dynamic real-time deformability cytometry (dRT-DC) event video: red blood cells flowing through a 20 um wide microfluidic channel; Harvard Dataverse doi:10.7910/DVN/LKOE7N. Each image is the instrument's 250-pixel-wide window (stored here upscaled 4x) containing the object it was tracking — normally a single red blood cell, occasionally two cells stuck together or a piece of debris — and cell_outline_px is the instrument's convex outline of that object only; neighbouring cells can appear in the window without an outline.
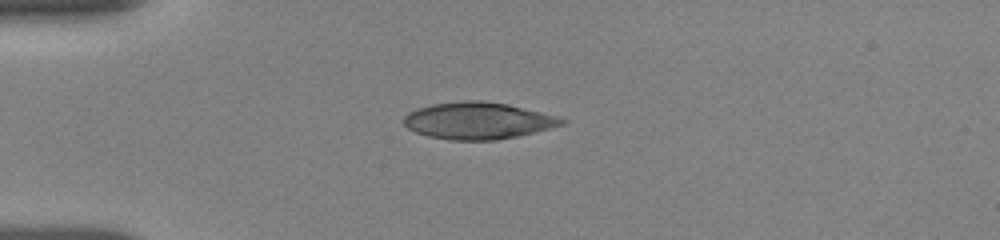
{"species": "human", "species_latin": "Homo sapiens", "temperature_condition": "room temperature", "stored_images_in_passage": 17, "camera_frame_rate_fps": 3000, "um_per_image_px": 0.085, "donor": {"sex": "female"}, "frame": {"image": 1, "passage_image": 1, "time_ms": 0.0, "image_size_px": [1000, 240], "cell_outline_px": [[568, 120], [564, 124], [516, 136], [496, 140], [452, 140], [428, 136], [416, 132], [408, 128], [404, 124], [404, 116], [408, 112], [416, 108], [432, 104], [464, 100], [480, 100], [508, 104], [556, 116]], "centroid_in_image_um": [40.59, 10.25], "position_along_channel_um": 44.4, "area_um2": 33.7}}
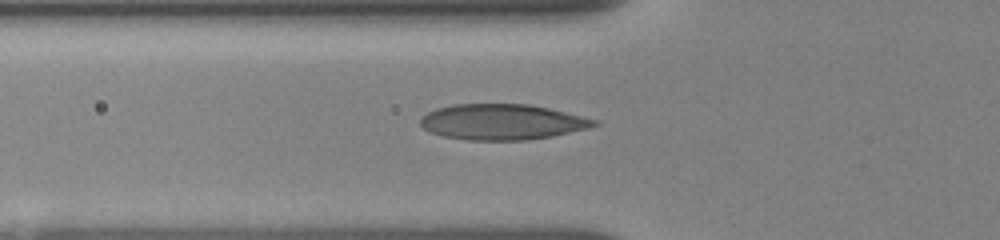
{"frame": {"image": 2, "passage_image": 8, "time_ms": 1.667, "image_size_px": [1000, 240], "cell_outline_px": [[600, 124], [588, 128], [552, 136], [528, 140], [468, 140], [444, 136], [428, 132], [420, 124], [420, 120], [428, 112], [436, 108], [452, 104], [528, 104], [548, 108], [600, 120]], "centroid_in_image_um": [42.69, 10.36], "position_along_channel_um": 83.1, "area_um2": 36.13}}
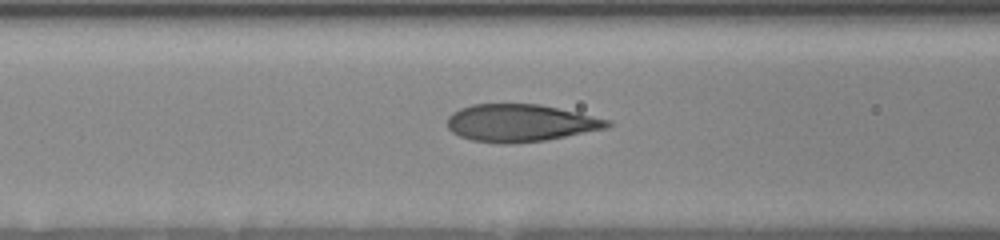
{"frame": {"image": 3, "passage_image": 14, "time_ms": 2.667, "image_size_px": [1000, 240], "cell_outline_px": [[612, 124], [608, 128], [544, 140], [512, 144], [500, 144], [472, 140], [460, 136], [452, 132], [448, 128], [448, 116], [452, 112], [460, 108], [472, 104], [540, 104], [612, 120]], "centroid_in_image_um": [44.23, 10.45], "position_along_channel_um": 122.4, "area_um2": 34.91}}